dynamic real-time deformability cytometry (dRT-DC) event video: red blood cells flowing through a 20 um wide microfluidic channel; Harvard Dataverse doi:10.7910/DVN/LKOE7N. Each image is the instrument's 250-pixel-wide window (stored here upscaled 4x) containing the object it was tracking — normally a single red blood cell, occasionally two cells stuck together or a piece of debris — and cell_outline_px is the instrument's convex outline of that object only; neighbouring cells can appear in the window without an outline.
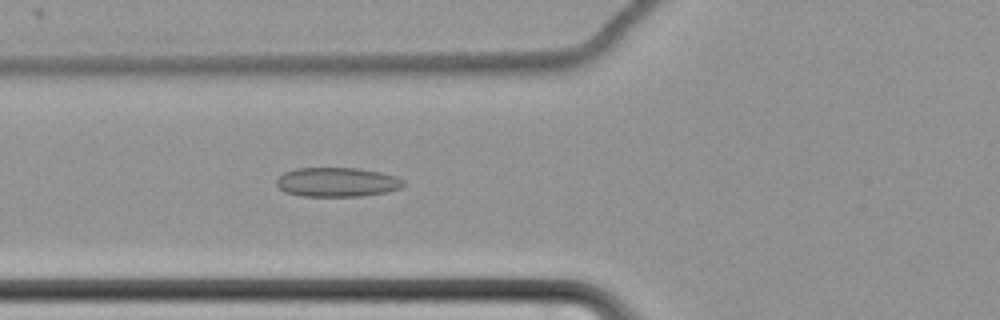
{"species": "common noctule bat (a hibernating species)", "species_latin": "Nyctalus noctula", "temperature_condition": "cold", "stored_images_in_passage": 63, "camera_frame_rate_fps": 3000, "um_per_image_px": 0.085, "animal": {"sex": "female", "body_mass_g": 22.7, "forearm_length_mm": 54.2}, "frame": {"image": 1, "passage_image": 26, "time_ms": 8.333, "image_size_px": [1000, 320], "cell_outline_px": [[404, 184], [400, 188], [384, 192], [360, 196], [300, 196], [284, 192], [276, 184], [276, 180], [284, 172], [296, 168], [360, 168], [380, 172], [396, 176], [404, 180]], "centroid_in_image_um": [28.63, 15.47], "position_along_channel_um": 97.2, "area_um2": 21.68}}
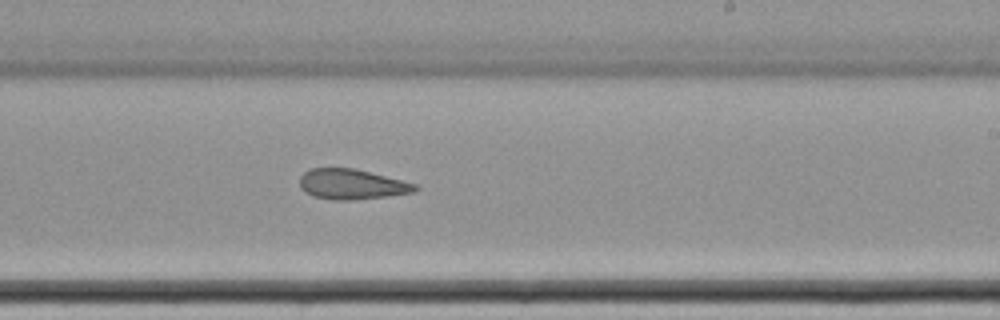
{"frame": {"image": 2, "passage_image": 40, "time_ms": 13.0, "image_size_px": [1000, 320], "cell_outline_px": [[420, 188], [416, 192], [388, 196], [352, 200], [332, 200], [312, 196], [304, 192], [300, 188], [300, 176], [304, 172], [312, 168], [352, 168], [416, 184]], "centroid_in_image_um": [29.87, 15.68], "position_along_channel_um": 259.1, "area_um2": 20.29}}
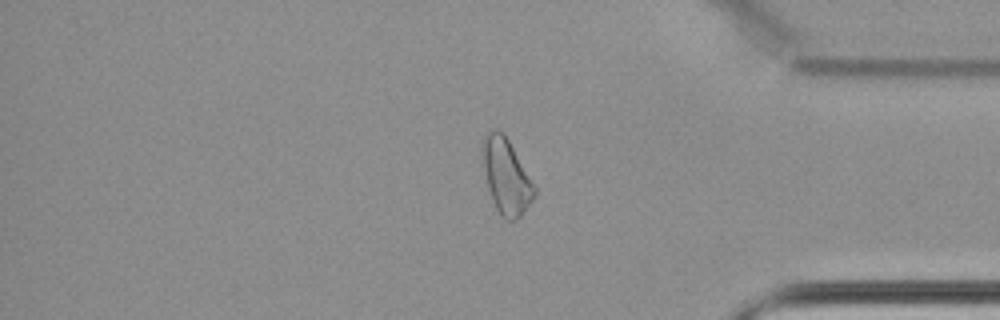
{"frame": {"image": 3, "passage_image": 53, "time_ms": 17.333, "image_size_px": [1000, 320], "cell_outline_px": [[536, 196], [520, 216], [516, 220], [504, 220], [500, 216], [496, 208], [488, 188], [484, 168], [480, 144], [484, 136], [488, 132], [496, 128], [504, 132], [536, 188]], "centroid_in_image_um": [43.01, 14.97], "position_along_channel_um": 392.2, "area_um2": 22.77}, "authors_computed_cell_mechanics": {"area_um2": 23.12, "velocity_mm_per_s": 3.474, "shape_relaxation_time_tau1_ms": null, "shape_relaxation_time_tau2_ms": 7.2417, "deformation_change_tau1": null, "deformation_change_tau2": 0.1493}}